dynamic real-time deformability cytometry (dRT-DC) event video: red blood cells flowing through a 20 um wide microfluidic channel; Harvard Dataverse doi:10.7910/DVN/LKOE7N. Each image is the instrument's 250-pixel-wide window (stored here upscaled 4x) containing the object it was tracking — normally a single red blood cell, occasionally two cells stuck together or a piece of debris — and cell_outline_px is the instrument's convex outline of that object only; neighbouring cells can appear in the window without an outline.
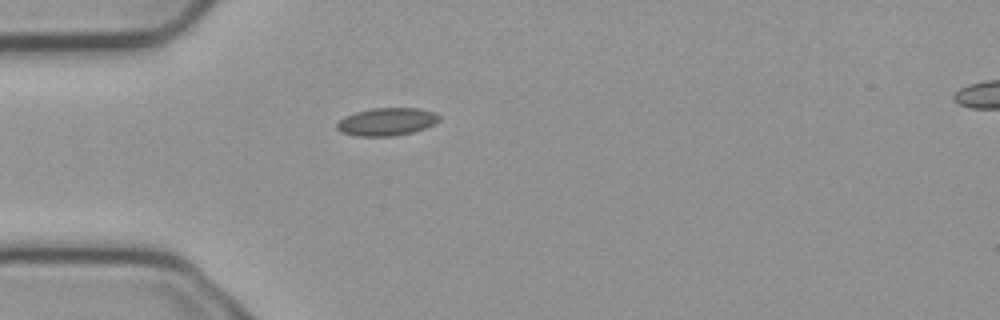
{"species": "common noctule bat (a hibernating species)", "species_latin": "Nyctalus noctula", "temperature_condition": "cold", "stored_images_in_passage": 2, "segment_of_instrument_passage": [1, 2], "camera_frame_rate_fps": 3000, "um_per_image_px": 0.085, "animal": {"sex": "male", "body_mass_g": 23.1, "forearm_length_mm": 52.7}, "frame": {"image": 1, "passage_image": 1, "time_ms": 0.0, "image_size_px": [1000, 320], "cell_outline_px": [[440, 120], [436, 124], [412, 132], [392, 136], [356, 136], [340, 132], [336, 128], [336, 124], [344, 116], [356, 112], [372, 108], [420, 108], [436, 112], [440, 116]], "centroid_in_image_um": [32.89, 10.34], "position_along_channel_um": 52.1, "area_um2": 16.7}}